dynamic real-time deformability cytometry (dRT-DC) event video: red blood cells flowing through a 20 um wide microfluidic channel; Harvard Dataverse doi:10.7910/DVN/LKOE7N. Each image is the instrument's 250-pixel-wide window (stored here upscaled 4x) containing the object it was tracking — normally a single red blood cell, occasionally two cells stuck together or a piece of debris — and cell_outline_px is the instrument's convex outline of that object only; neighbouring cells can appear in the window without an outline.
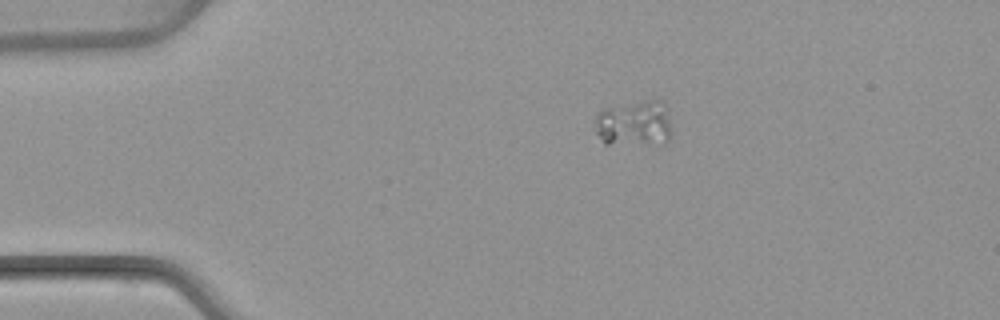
{"species": "common noctule bat (a hibernating species)", "species_latin": "Nyctalus noctula", "temperature_condition": "warm", "stored_images_in_passage": 4, "camera_frame_rate_fps": 3000, "um_per_image_px": 0.085, "animal": {"sex": "female", "body_mass_g": 22.7, "forearm_length_mm": 54.2}, "frame": {"image": 1, "passage_image": 1, "time_ms": 0.0, "image_size_px": [1000, 320], "cell_outline_px": [[668, 140], [664, 144], [604, 144], [596, 132], [596, 116], [600, 108], [644, 100], [660, 100], [668, 120]], "centroid_in_image_um": [53.82, 10.5], "position_along_channel_um": 31.2, "area_um2": 20.29}}